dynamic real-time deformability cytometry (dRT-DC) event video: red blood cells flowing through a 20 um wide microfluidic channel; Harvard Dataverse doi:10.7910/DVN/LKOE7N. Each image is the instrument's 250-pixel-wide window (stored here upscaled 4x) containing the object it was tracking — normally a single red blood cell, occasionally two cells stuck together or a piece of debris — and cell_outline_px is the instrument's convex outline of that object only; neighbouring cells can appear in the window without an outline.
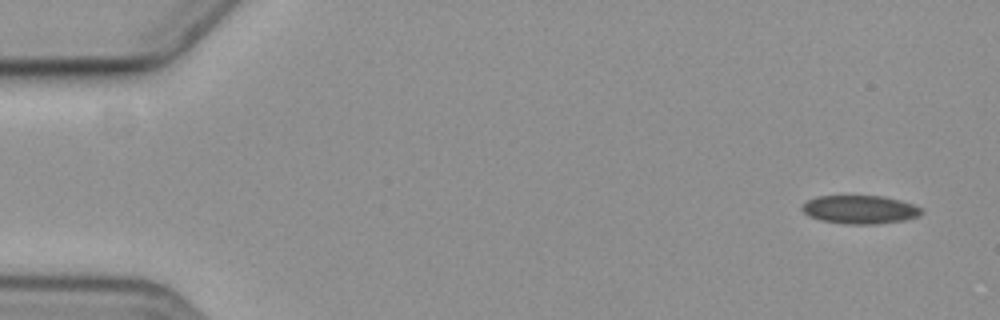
{"species": "common noctule bat (a hibernating species)", "species_latin": "Nyctalus noctula", "temperature_condition": "cold", "stored_images_in_passage": 4, "camera_frame_rate_fps": 3000, "um_per_image_px": 0.085, "animal": {"sex": "female", "body_mass_g": 19.3, "forearm_length_mm": 54.1}, "frame": {"image": 1, "passage_image": 1, "time_ms": 0.0, "image_size_px": [1000, 320], "cell_outline_px": [[924, 212], [920, 216], [904, 220], [876, 224], [852, 224], [824, 220], [812, 216], [804, 212], [800, 208], [808, 200], [816, 196], [884, 196], [900, 200], [912, 204], [920, 208]], "centroid_in_image_um": [73.14, 17.8], "position_along_channel_um": 11.9, "area_um2": 19.48}}
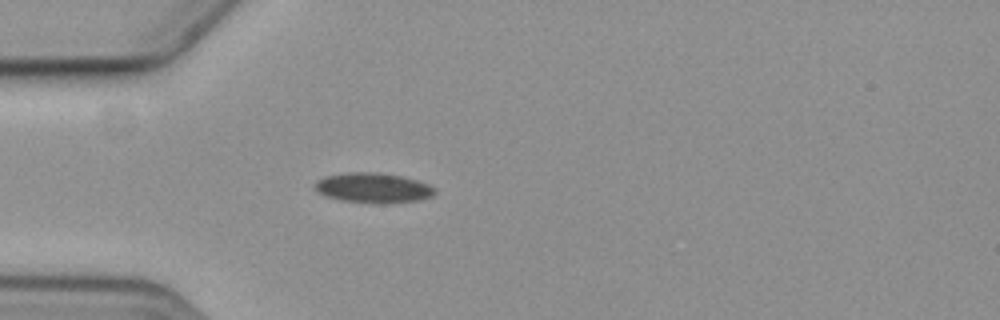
{"frame": {"image": 2, "passage_image": 4, "time_ms": 4.667, "image_size_px": [1000, 320], "cell_outline_px": [[436, 192], [432, 196], [420, 200], [388, 204], [376, 204], [340, 200], [324, 196], [316, 188], [316, 180], [324, 176], [348, 172], [376, 172], [400, 176], [416, 180], [428, 184], [436, 188]], "centroid_in_image_um": [31.74, 15.98], "position_along_channel_um": 53.3, "area_um2": 21.15}}